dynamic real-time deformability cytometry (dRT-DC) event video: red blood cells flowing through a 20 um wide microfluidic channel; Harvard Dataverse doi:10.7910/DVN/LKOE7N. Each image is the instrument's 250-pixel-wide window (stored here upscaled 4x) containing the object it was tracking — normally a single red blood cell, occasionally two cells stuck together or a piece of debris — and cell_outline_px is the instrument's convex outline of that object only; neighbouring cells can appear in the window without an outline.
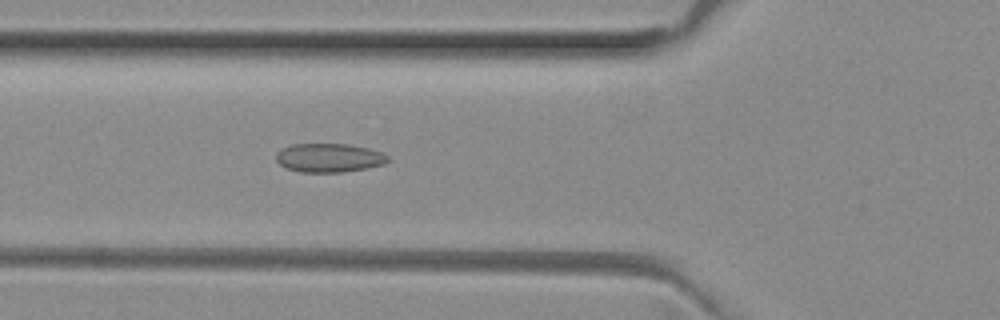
{"species": "common noctule bat (a hibernating species)", "species_latin": "Nyctalus noctula", "temperature_condition": "room temperature", "stored_images_in_passage": 37, "camera_frame_rate_fps": 3000, "um_per_image_px": 0.085, "animal": {"sex": "female", "body_mass_g": 29.2, "forearm_length_mm": 56.3}, "frame": {"image": 1, "passage_image": 11, "time_ms": 3.333, "image_size_px": [1000, 320], "cell_outline_px": [[388, 160], [384, 164], [368, 168], [344, 172], [300, 172], [288, 168], [280, 164], [276, 160], [276, 152], [292, 144], [348, 144], [368, 148], [380, 152], [388, 156]], "centroid_in_image_um": [27.97, 13.41], "position_along_channel_um": 97.8, "area_um2": 18.67}}
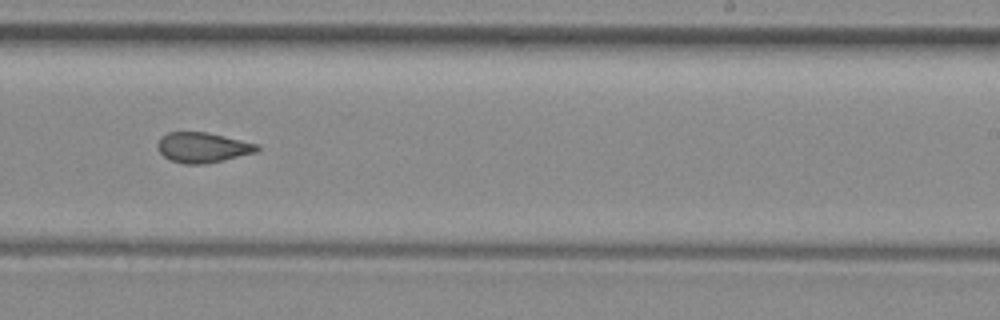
{"frame": {"image": 2, "passage_image": 24, "time_ms": 7.667, "image_size_px": [1000, 320], "cell_outline_px": [[260, 148], [256, 152], [224, 160], [204, 164], [184, 164], [172, 160], [164, 156], [160, 152], [160, 136], [168, 132], [208, 132], [260, 144]], "centroid_in_image_um": [17.29, 12.53], "position_along_channel_um": 271.7, "area_um2": 17.4}}
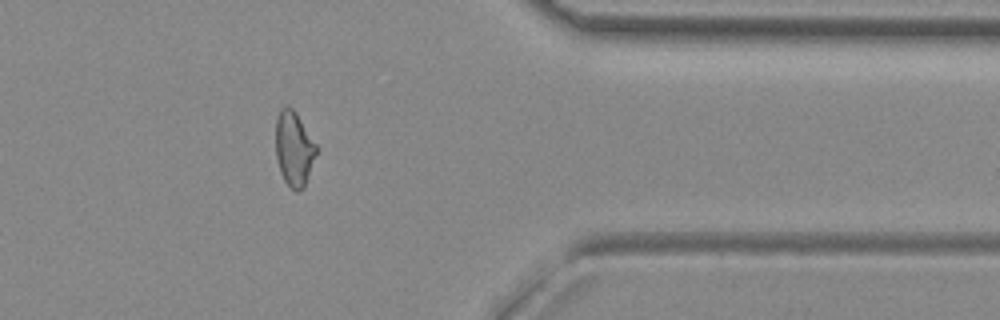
{"frame": {"image": 3, "passage_image": 34, "time_ms": 11.0, "image_size_px": [1000, 320], "cell_outline_px": [[316, 152], [304, 188], [296, 192], [284, 180], [280, 172], [276, 156], [276, 120], [280, 108], [288, 104], [296, 112], [316, 144]], "centroid_in_image_um": [24.97, 12.61], "position_along_channel_um": 386.4, "area_um2": 17.51}, "authors_computed_cell_mechanics": {"area_um2": 17.9758, "velocity_mm_per_s": 4.0168, "shape_relaxation_time_tau1_ms": null, "shape_relaxation_time_tau2_ms": 1.575, "deformation_change_tau1": null, "deformation_change_tau2": 0.0875}}